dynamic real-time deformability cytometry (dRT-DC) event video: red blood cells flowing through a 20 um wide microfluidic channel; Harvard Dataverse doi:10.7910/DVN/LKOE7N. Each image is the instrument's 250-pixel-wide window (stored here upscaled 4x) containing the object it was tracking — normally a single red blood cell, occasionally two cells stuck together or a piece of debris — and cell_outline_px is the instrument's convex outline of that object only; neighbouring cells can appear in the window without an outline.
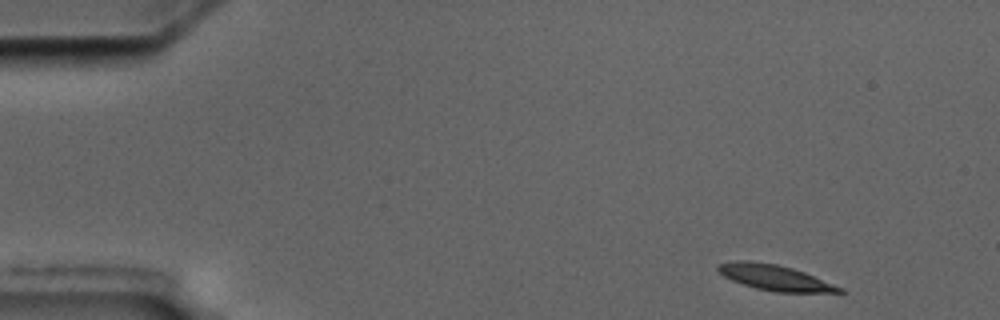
{"species": "common noctule bat (a hibernating species)", "species_latin": "Nyctalus noctula", "temperature_condition": "cold", "stored_images_in_passage": 4, "camera_frame_rate_fps": 3000, "um_per_image_px": 0.085, "animal": {"sex": "male", "body_mass_g": 17.5, "forearm_length_mm": 52.3}, "frame": {"image": 1, "passage_image": 1, "time_ms": 0.0, "image_size_px": [1000, 320], "cell_outline_px": [[848, 292], [776, 292], [756, 288], [732, 280], [724, 276], [716, 268], [720, 264], [736, 260], [752, 260], [776, 264], [792, 268], [804, 272], [844, 288]], "centroid_in_image_um": [65.88, 23.59], "position_along_channel_um": 19.1, "area_um2": 17.92}}
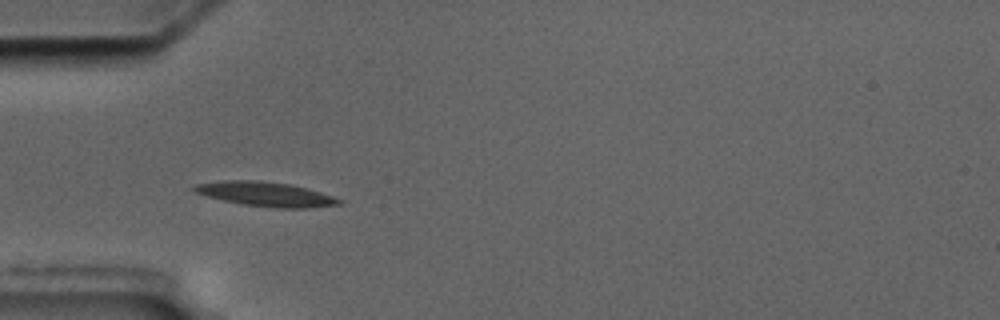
{"frame": {"image": 2, "passage_image": 4, "time_ms": 4.0, "image_size_px": [1000, 320], "cell_outline_px": [[344, 204], [308, 208], [276, 208], [244, 204], [224, 200], [208, 196], [196, 192], [192, 188], [192, 184], [220, 180], [256, 180], [288, 184], [320, 192], [344, 200]], "centroid_in_image_um": [22.59, 16.5], "position_along_channel_um": 62.4, "area_um2": 20.52}}